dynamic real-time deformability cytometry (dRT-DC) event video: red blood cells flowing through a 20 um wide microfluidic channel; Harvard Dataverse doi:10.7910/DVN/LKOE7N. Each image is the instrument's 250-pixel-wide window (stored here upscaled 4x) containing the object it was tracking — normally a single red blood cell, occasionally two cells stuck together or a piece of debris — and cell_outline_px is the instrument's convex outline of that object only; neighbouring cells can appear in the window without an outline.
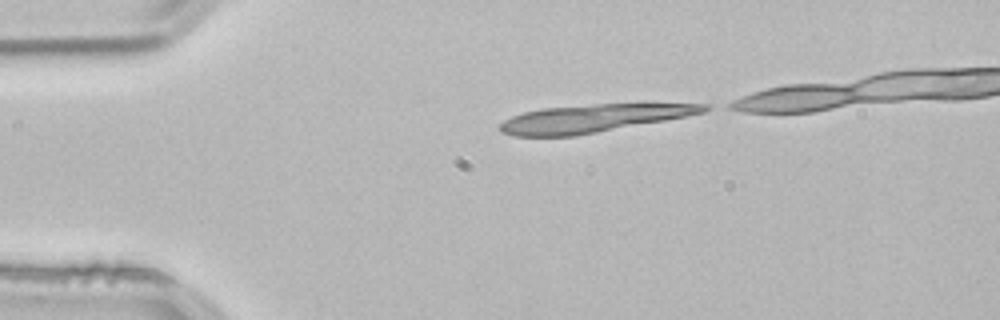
{"species": "common noctule bat (a hibernating species)", "species_latin": "Nyctalus noctula", "temperature_condition": "room temperature", "stored_images_in_passage": 8, "camera_frame_rate_fps": 3000, "um_per_image_px": 0.085, "animal": {"sex": "male", "body_mass_g": 21.5, "forearm_length_mm": 52.0}, "frame": {"image": 1, "passage_image": 1, "time_ms": 0.0, "image_size_px": [1000, 320], "cell_outline_px": [[712, 108], [704, 112], [664, 120], [576, 136], [512, 136], [500, 132], [500, 124], [504, 120], [512, 116], [524, 112], [540, 108], [596, 104], [712, 104]], "centroid_in_image_um": [50.37, 10.06], "position_along_channel_um": 34.6, "area_um2": 32.77}}